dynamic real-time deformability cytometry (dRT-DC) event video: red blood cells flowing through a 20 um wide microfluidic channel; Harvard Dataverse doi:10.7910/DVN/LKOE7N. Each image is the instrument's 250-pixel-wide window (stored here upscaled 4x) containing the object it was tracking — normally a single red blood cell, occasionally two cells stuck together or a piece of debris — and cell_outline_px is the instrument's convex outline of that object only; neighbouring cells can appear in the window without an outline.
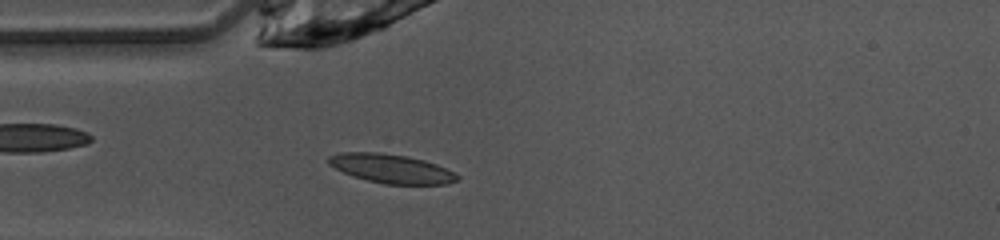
{"species": "common noctule bat (a hibernating species)", "species_latin": "Nyctalus noctula", "temperature_condition": "warm", "stored_images_in_passage": 37, "camera_frame_rate_fps": 3000, "um_per_image_px": 0.085, "animal": {"sex": "female", "body_mass_g": 10.0, "forearm_length_mm": 53.1}, "frame": {"image": 1, "passage_image": 2, "time_ms": 0.333, "image_size_px": [1000, 240], "cell_outline_px": [[460, 176], [456, 180], [448, 184], [384, 184], [352, 176], [328, 164], [328, 156], [340, 152], [380, 152], [408, 156], [424, 160], [436, 164], [456, 172]], "centroid_in_image_um": [33.27, 14.32], "position_along_channel_um": 51.7, "area_um2": 21.79}}
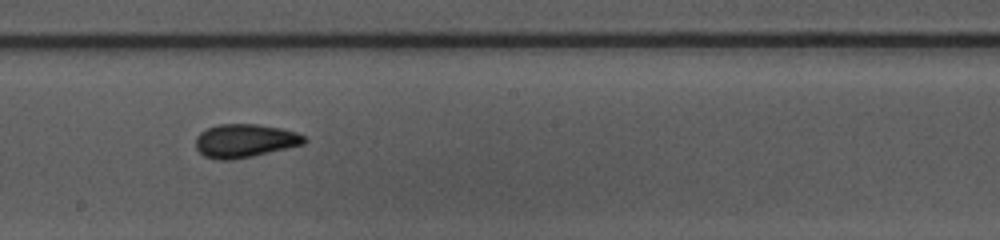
{"frame": {"image": 2, "passage_image": 15, "time_ms": 4.667, "image_size_px": [1000, 240], "cell_outline_px": [[308, 140], [304, 144], [288, 148], [252, 156], [232, 160], [216, 160], [204, 156], [196, 148], [196, 136], [200, 132], [216, 124], [256, 124], [280, 128], [296, 132], [304, 136]], "centroid_in_image_um": [20.8, 11.97], "position_along_channel_um": 227.4, "area_um2": 21.21}}
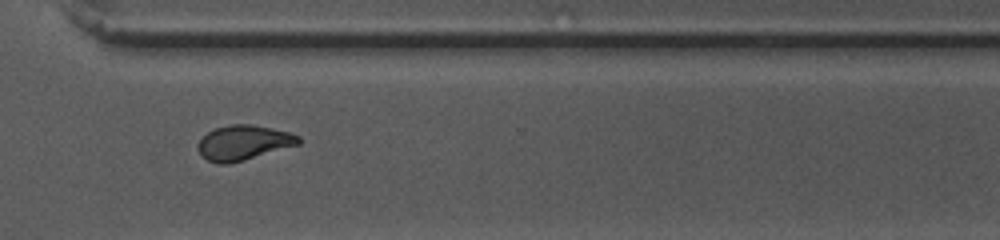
{"frame": {"image": 3, "passage_image": 24, "time_ms": 7.667, "image_size_px": [1000, 240], "cell_outline_px": [[300, 144], [244, 160], [228, 164], [220, 164], [208, 160], [200, 152], [200, 140], [208, 132], [216, 128], [228, 124], [252, 124], [272, 128], [288, 132], [300, 136]], "centroid_in_image_um": [20.74, 12.11], "position_along_channel_um": 349.9, "area_um2": 20.11}, "authors_computed_cell_mechanics": {"area_um2": 20.6346, "velocity_mm_per_s": 4.0923, "shape_relaxation_time_tau1_ms": 5.0183, "shape_relaxation_time_tau2_ms": 1.4331, "deformation_change_tau1": 0.169, "deformation_change_tau2": 0.0624}}